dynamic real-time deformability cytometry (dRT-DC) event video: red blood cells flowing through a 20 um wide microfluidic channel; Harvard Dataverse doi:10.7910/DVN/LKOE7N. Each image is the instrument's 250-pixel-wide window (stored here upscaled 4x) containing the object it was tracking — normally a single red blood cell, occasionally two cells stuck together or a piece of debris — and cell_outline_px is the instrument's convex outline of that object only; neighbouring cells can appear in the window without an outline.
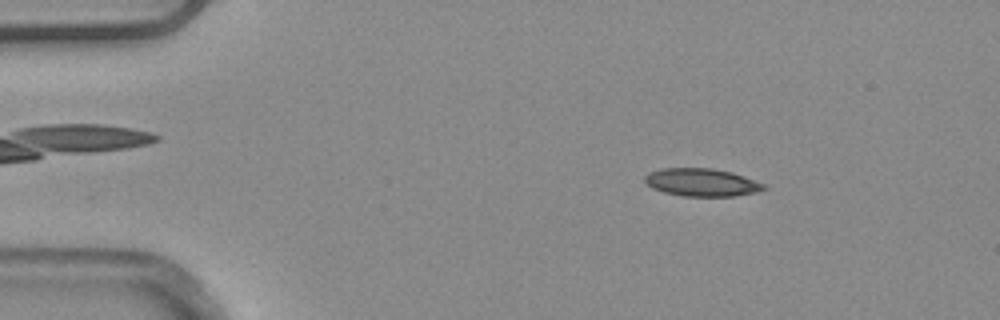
{"species": "common noctule bat (a hibernating species)", "species_latin": "Nyctalus noctula", "temperature_condition": "warm", "stored_images_in_passage": 53, "camera_frame_rate_fps": 3000, "um_per_image_px": 0.085, "animal": {"sex": "male", "body_mass_g": 20.4}, "frame": {"image": 1, "passage_image": 8, "time_ms": 2.333, "image_size_px": [1000, 320], "cell_outline_px": [[768, 188], [756, 192], [736, 196], [684, 196], [664, 192], [652, 188], [644, 180], [644, 176], [648, 172], [660, 168], [712, 168], [732, 172], [744, 176], [764, 184]], "centroid_in_image_um": [59.64, 15.49], "position_along_channel_um": 25.4, "area_um2": 19.36}}
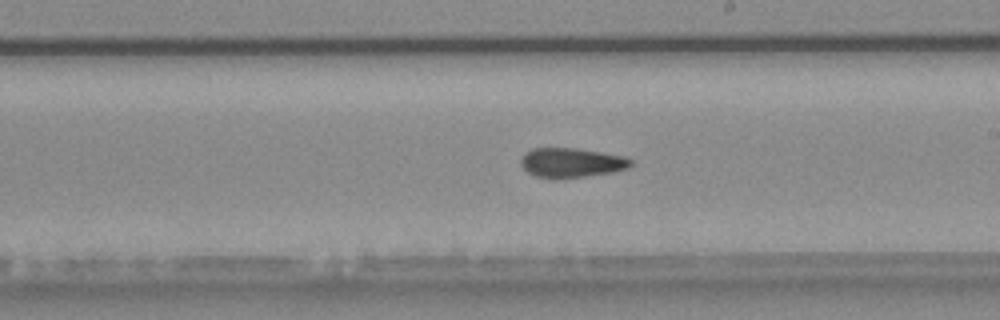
{"frame": {"image": 2, "passage_image": 30, "time_ms": 9.667, "image_size_px": [1000, 320], "cell_outline_px": [[632, 164], [628, 168], [612, 172], [556, 180], [536, 176], [528, 172], [520, 164], [520, 160], [532, 148], [576, 148], [624, 156], [632, 160]], "centroid_in_image_um": [48.57, 13.84], "position_along_channel_um": 240.4, "area_um2": 18.9}}
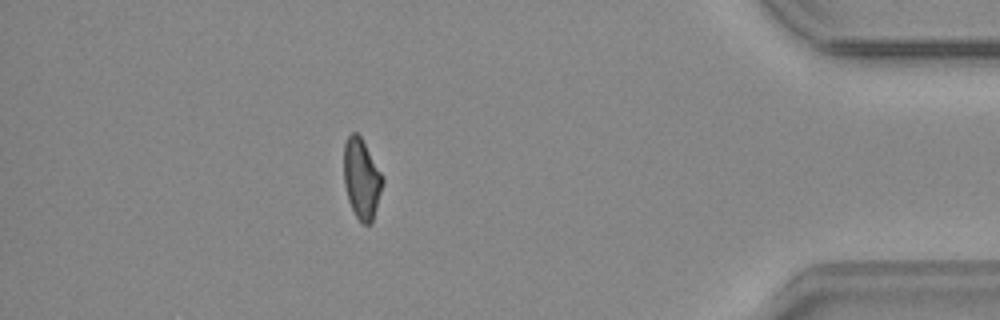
{"frame": {"image": 3, "passage_image": 46, "time_ms": 15.0, "image_size_px": [1000, 320], "cell_outline_px": [[384, 180], [372, 224], [364, 224], [356, 216], [348, 200], [344, 184], [344, 144], [348, 136], [352, 132], [356, 132], [360, 136], [384, 176]], "centroid_in_image_um": [30.74, 15.19], "position_along_channel_um": 404.5, "area_um2": 18.09}, "authors_computed_cell_mechanics": {"area_um2": 18.9584, "velocity_mm_per_s": 3.8979, "shape_relaxation_time_tau1_ms": null, "shape_relaxation_time_tau2_ms": 5.2605, "deformation_change_tau1": null, "deformation_change_tau2": 0.145}}